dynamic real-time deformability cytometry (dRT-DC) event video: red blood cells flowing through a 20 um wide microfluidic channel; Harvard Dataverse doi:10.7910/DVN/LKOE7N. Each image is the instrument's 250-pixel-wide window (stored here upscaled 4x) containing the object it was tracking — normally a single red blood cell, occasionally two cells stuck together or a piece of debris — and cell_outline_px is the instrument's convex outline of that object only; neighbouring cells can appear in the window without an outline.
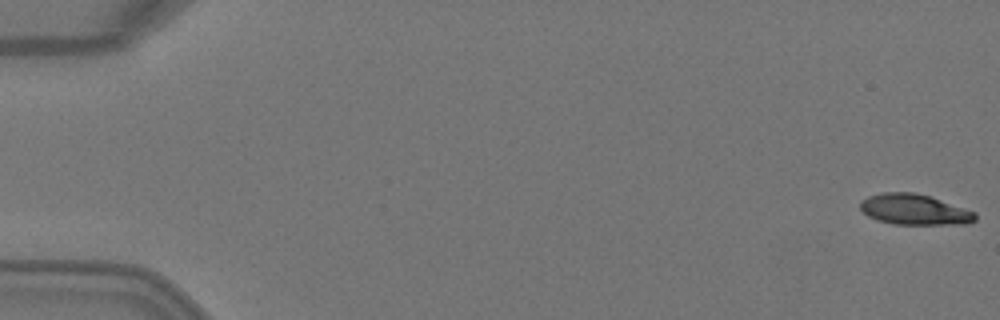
{"species": "Egyptian fruit bat (a non-hibernating species)", "species_latin": "Rousettus aegyptiacus", "temperature_condition": "warm", "stored_images_in_passage": 4, "camera_frame_rate_fps": 3000, "um_per_image_px": 0.085, "animal": {"sex": "female"}, "frame": {"image": 1, "passage_image": 1, "time_ms": 0.0, "image_size_px": [1000, 320], "cell_outline_px": [[976, 220], [968, 224], [896, 224], [876, 220], [868, 216], [860, 208], [860, 200], [868, 196], [884, 192], [916, 192], [932, 196], [976, 212]], "centroid_in_image_um": [77.74, 17.8], "position_along_channel_um": 7.3, "area_um2": 20.75}}
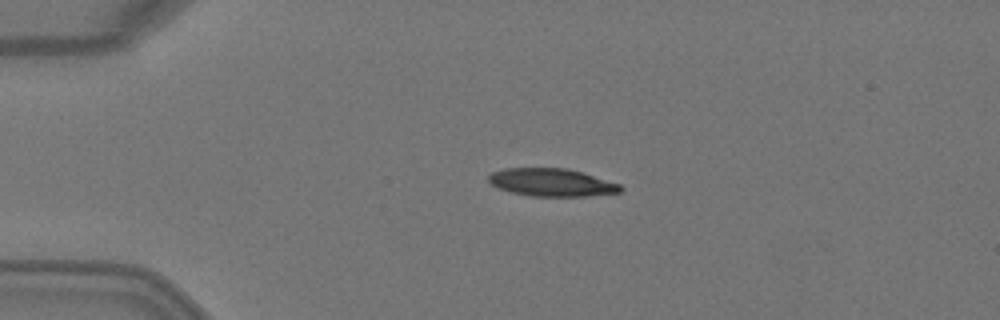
{"frame": {"image": 2, "passage_image": 4, "time_ms": 1.0, "image_size_px": [1000, 320], "cell_outline_px": [[624, 188], [620, 192], [588, 196], [532, 196], [512, 192], [500, 188], [492, 184], [488, 180], [488, 176], [492, 172], [504, 168], [568, 168], [584, 172], [620, 184]], "centroid_in_image_um": [46.93, 15.5], "position_along_channel_um": 38.1, "area_um2": 21.39}}